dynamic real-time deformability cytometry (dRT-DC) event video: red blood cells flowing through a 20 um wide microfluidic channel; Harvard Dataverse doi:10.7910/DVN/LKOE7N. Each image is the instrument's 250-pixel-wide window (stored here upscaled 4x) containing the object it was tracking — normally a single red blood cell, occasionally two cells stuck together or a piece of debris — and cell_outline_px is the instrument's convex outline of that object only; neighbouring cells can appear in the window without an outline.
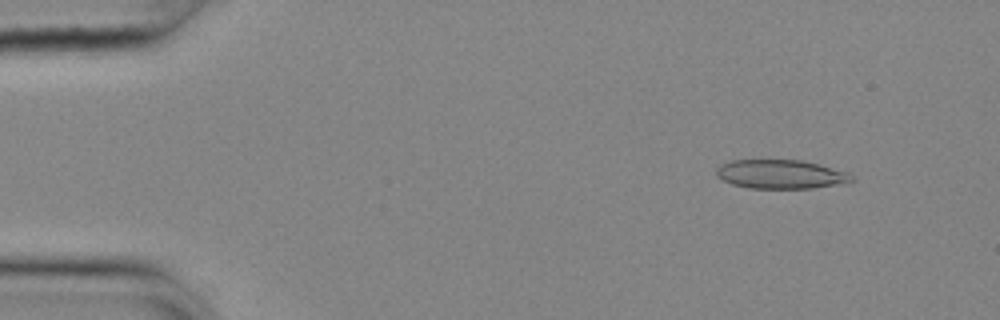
{"species": "common noctule bat (a hibernating species)", "species_latin": "Nyctalus noctula", "temperature_condition": "cold", "stored_images_in_passage": 50, "camera_frame_rate_fps": 3000, "um_per_image_px": 0.085, "animal": {"sex": "female", "body_mass_g": 25.1}, "frame": {"image": 1, "passage_image": 1, "time_ms": 0.0, "image_size_px": [1000, 320], "cell_outline_px": [[856, 180], [848, 184], [812, 188], [748, 188], [732, 184], [716, 176], [716, 168], [720, 164], [732, 160], [800, 160], [848, 172]], "centroid_in_image_um": [66.39, 14.82], "position_along_channel_um": 18.6, "area_um2": 22.95}}
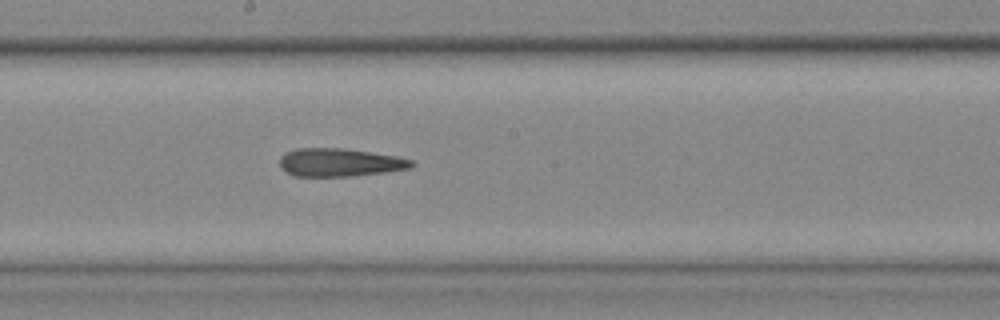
{"frame": {"image": 2, "passage_image": 25, "time_ms": 8.0, "image_size_px": [1000, 320], "cell_outline_px": [[416, 164], [412, 168], [384, 172], [352, 176], [296, 176], [288, 172], [280, 164], [280, 156], [284, 152], [296, 148], [344, 148], [396, 156], [412, 160]], "centroid_in_image_um": [28.9, 13.8], "position_along_channel_um": 219.3, "area_um2": 21.56}}
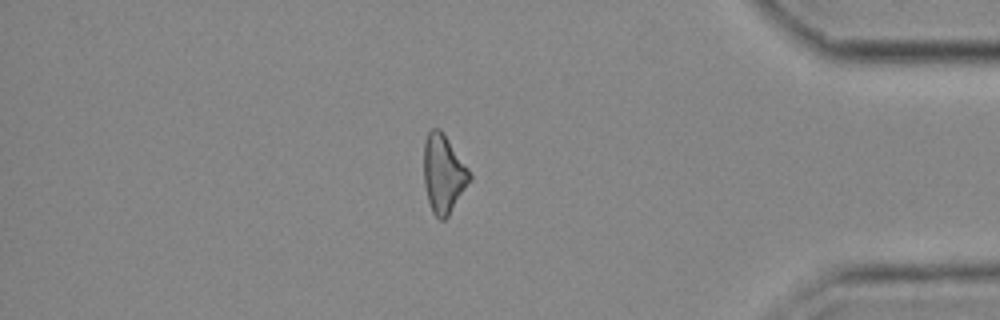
{"frame": {"image": 3, "passage_image": 42, "time_ms": 13.667, "image_size_px": [1000, 320], "cell_outline_px": [[472, 180], [448, 216], [444, 220], [440, 220], [432, 212], [428, 200], [424, 184], [424, 144], [428, 132], [432, 128], [440, 128], [468, 168], [472, 176]], "centroid_in_image_um": [37.7, 14.79], "position_along_channel_um": 397.5, "area_um2": 20.92}, "authors_computed_cell_mechanics": {"area_um2": 21.9929, "velocity_mm_per_s": 3.6911, "shape_relaxation_time_tau1_ms": null, "shape_relaxation_time_tau2_ms": 2.6989, "deformation_change_tau1": null, "deformation_change_tau2": 0.1473}}